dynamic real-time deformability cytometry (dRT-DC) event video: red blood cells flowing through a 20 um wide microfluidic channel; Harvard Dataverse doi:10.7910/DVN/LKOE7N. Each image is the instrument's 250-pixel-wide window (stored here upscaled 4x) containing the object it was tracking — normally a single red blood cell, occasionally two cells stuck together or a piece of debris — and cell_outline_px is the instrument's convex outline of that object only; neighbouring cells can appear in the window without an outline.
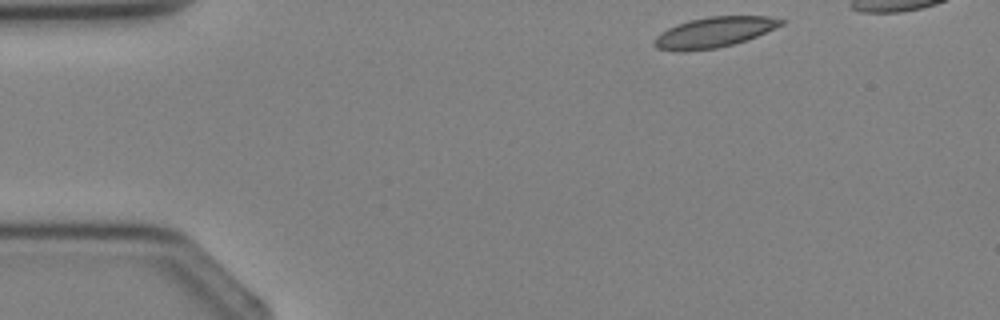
{"species": "Egyptian fruit bat (a non-hibernating species)", "species_latin": "Rousettus aegyptiacus", "temperature_condition": "cold", "stored_images_in_passage": 4, "camera_frame_rate_fps": 3000, "um_per_image_px": 0.085, "animal": {"sex": "female"}, "frame": {"image": 1, "passage_image": 1, "time_ms": 0.0, "image_size_px": [1000, 320], "cell_outline_px": [[788, 20], [784, 24], [756, 36], [732, 44], [716, 48], [684, 52], [680, 52], [656, 48], [652, 44], [652, 40], [660, 32], [676, 24], [688, 20], [708, 16], [768, 16]], "centroid_in_image_um": [60.65, 2.74], "position_along_channel_um": 24.3, "area_um2": 22.66}}
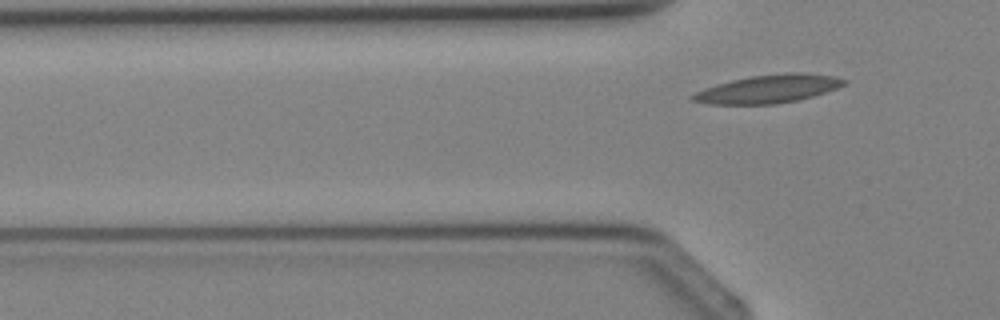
{"frame": {"image": 2, "passage_image": 4, "time_ms": 3.667, "image_size_px": [1000, 320], "cell_outline_px": [[848, 84], [812, 96], [796, 100], [776, 104], [708, 104], [692, 100], [688, 96], [704, 88], [716, 84], [732, 80], [752, 76], [784, 72], [800, 72], [832, 76], [848, 80]], "centroid_in_image_um": [65.29, 7.55], "position_along_channel_um": 60.5, "area_um2": 24.8}}